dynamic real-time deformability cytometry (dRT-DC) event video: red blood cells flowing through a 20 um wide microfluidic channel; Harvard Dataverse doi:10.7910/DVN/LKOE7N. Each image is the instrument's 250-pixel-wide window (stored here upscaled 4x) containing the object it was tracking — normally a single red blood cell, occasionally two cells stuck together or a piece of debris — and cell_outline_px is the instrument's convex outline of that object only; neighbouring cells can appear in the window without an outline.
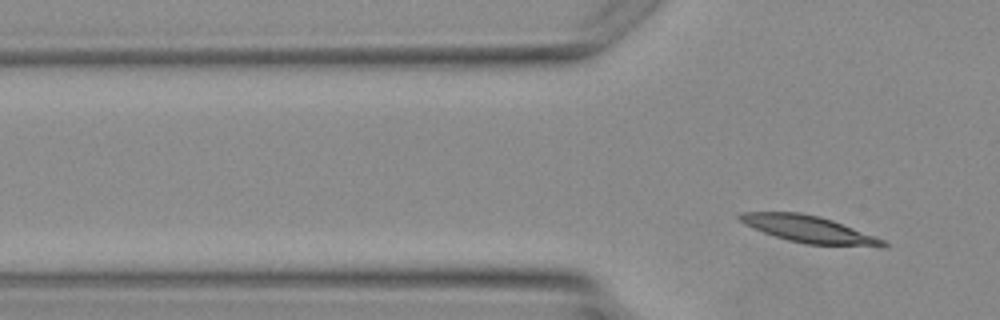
{"species": "Egyptian fruit bat (a non-hibernating species)", "species_latin": "Rousettus aegyptiacus", "temperature_condition": "warm", "stored_images_in_passage": 3, "segment_of_instrument_passage": [2, 2], "camera_frame_rate_fps": 3000, "um_per_image_px": 0.085, "animal": {"sex": "female"}, "frame": {"image": 1, "passage_image": 3, "time_ms": 3.333, "image_size_px": [1000, 320], "cell_outline_px": [[888, 244], [804, 244], [788, 240], [752, 228], [744, 224], [736, 216], [744, 212], [800, 212], [820, 216], [832, 220], [884, 240]], "centroid_in_image_um": [68.55, 19.43], "position_along_channel_um": 57.2, "area_um2": 21.33}}